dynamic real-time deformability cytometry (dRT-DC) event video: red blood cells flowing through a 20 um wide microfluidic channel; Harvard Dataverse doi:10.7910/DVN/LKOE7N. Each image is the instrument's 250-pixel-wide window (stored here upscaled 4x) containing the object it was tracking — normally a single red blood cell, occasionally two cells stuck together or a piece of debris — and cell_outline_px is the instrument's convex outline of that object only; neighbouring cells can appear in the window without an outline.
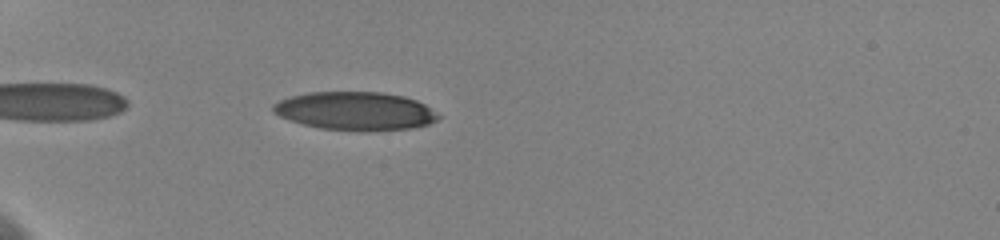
{"species": "human", "species_latin": "Homo sapiens", "temperature_condition": "cold", "stored_images_in_passage": 43, "camera_frame_rate_fps": 3000, "um_per_image_px": 0.085, "donor": {"sex": "female"}, "frame": {"image": 1, "passage_image": 4, "time_ms": 1.0, "image_size_px": [1000, 240], "cell_outline_px": [[440, 116], [436, 120], [428, 124], [412, 128], [320, 128], [288, 120], [272, 112], [272, 104], [280, 100], [292, 96], [308, 92], [380, 92], [404, 96], [416, 100], [424, 104]], "centroid_in_image_um": [30.14, 9.39], "position_along_channel_um": 54.9, "area_um2": 35.66}}
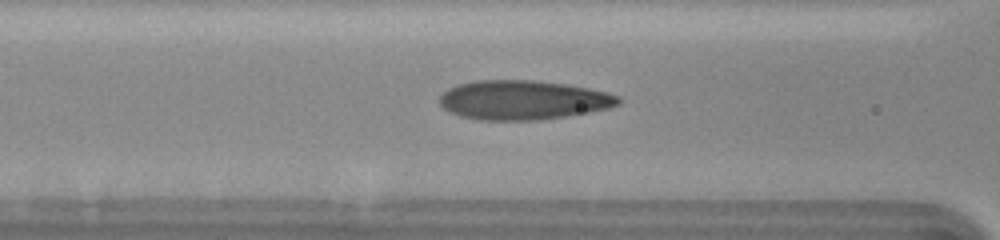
{"frame": {"image": 2, "passage_image": 12, "time_ms": 3.667, "image_size_px": [1000, 240], "cell_outline_px": [[620, 104], [608, 108], [588, 112], [564, 116], [536, 120], [480, 120], [460, 116], [448, 112], [440, 104], [440, 96], [448, 88], [460, 84], [476, 80], [532, 80], [564, 84], [588, 88], [608, 92], [620, 96]], "centroid_in_image_um": [44.45, 8.5], "position_along_channel_um": 122.2, "area_um2": 40.81}}
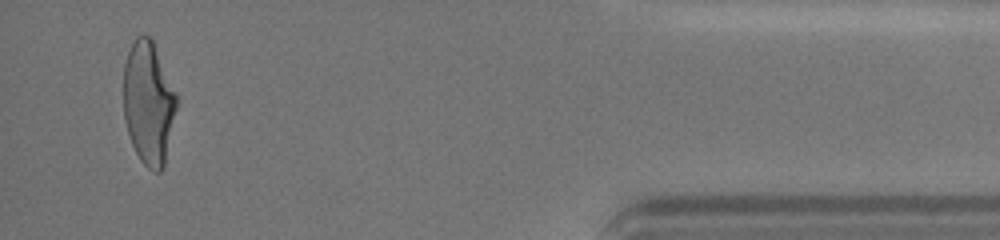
{"frame": {"image": 3, "passage_image": 41, "time_ms": 13.333, "image_size_px": [1000, 240], "cell_outline_px": [[180, 100], [164, 164], [160, 172], [156, 172], [148, 168], [140, 160], [132, 144], [124, 120], [124, 64], [132, 40], [140, 32], [148, 36], [152, 40]], "centroid_in_image_um": [12.64, 8.72], "position_along_channel_um": 422.6, "area_um2": 38.49}, "authors_computed_cell_mechanics": {"area_um2": 39.0728, "velocity_mm_per_s": 3.5964, "shape_relaxation_time_tau1_ms": 5.3255, "shape_relaxation_time_tau2_ms": 0.7568, "deformation_change_tau1": 0.1872, "deformation_change_tau2": 0.0769}}